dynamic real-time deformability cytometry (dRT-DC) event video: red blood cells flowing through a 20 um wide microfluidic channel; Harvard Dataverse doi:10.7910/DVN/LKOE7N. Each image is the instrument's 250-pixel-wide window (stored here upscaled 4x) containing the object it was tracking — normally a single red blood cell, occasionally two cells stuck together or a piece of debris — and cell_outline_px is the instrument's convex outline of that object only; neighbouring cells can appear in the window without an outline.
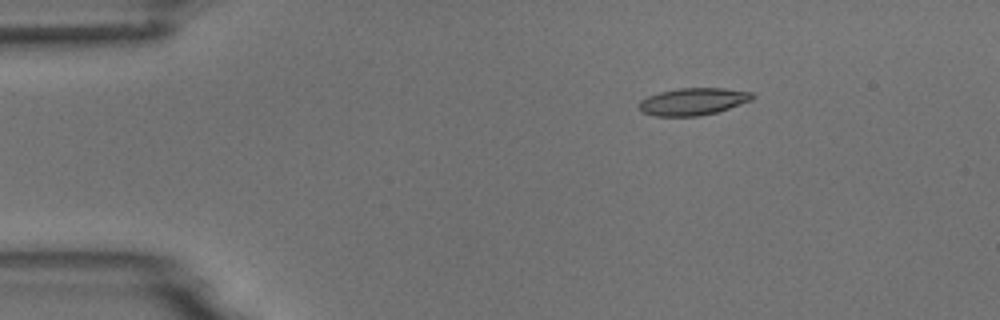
{"species": "common noctule bat (a hibernating species)", "species_latin": "Nyctalus noctula", "temperature_condition": "room temperature", "stored_images_in_passage": 4, "camera_frame_rate_fps": 3000, "um_per_image_px": 0.085, "animal": {"sex": "male", "body_mass_g": 18.8}, "frame": {"image": 1, "passage_image": 2, "time_ms": 1.0, "image_size_px": [1000, 320], "cell_outline_px": [[756, 96], [752, 100], [716, 112], [700, 116], [652, 116], [640, 112], [640, 100], [648, 96], [660, 92], [680, 88], [724, 88], [752, 92]], "centroid_in_image_um": [58.9, 8.63], "position_along_channel_um": 26.1, "area_um2": 17.98}}